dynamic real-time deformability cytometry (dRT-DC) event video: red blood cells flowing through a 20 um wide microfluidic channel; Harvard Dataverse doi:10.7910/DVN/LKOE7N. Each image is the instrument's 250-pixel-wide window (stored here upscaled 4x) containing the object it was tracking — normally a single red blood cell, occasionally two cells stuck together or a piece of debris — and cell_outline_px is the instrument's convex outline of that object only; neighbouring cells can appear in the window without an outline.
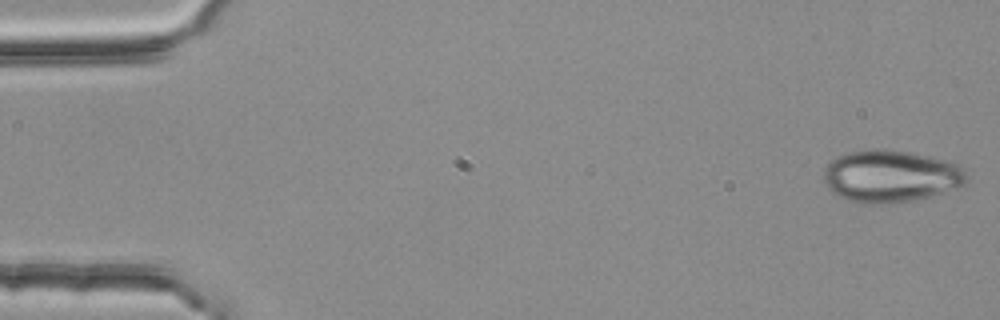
{"species": "common noctule bat (a hibernating species)", "species_latin": "Nyctalus noctula", "temperature_condition": "room temperature", "stored_images_in_passage": 7, "camera_frame_rate_fps": 3000, "um_per_image_px": 0.085, "animal": {"sex": "female", "body_mass_g": 25.1}, "frame": {"image": 1, "passage_image": 1, "time_ms": 0.0, "image_size_px": [1000, 320], "cell_outline_px": [[968, 180], [964, 184], [932, 196], [912, 200], [888, 204], [864, 204], [848, 200], [832, 192], [828, 188], [824, 180], [824, 168], [836, 156], [848, 152], [872, 148], [908, 152], [944, 160], [956, 164], [968, 176]], "centroid_in_image_um": [75.66, 14.98], "position_along_channel_um": 9.3, "area_um2": 43.23}}
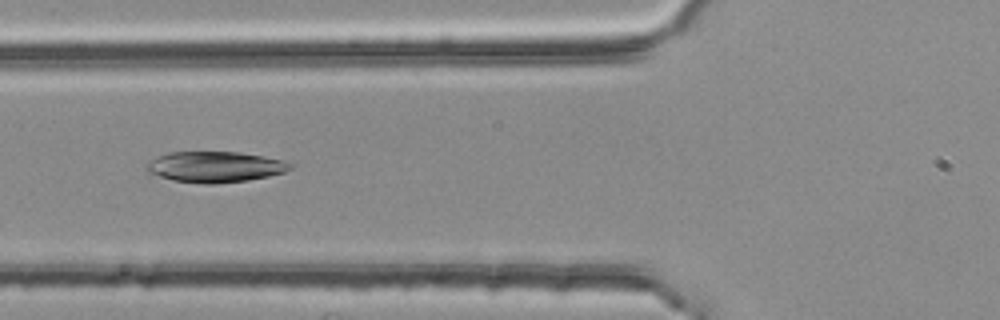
{"frame": {"image": 2, "passage_image": 6, "time_ms": 1.667, "image_size_px": [1000, 320], "cell_outline_px": [[292, 168], [284, 172], [268, 176], [248, 180], [212, 184], [204, 184], [172, 180], [148, 172], [144, 168], [144, 164], [156, 156], [168, 152], [240, 152], [280, 160], [292, 164]], "centroid_in_image_um": [18.2, 14.18], "position_along_channel_um": 107.6, "area_um2": 25.72}}
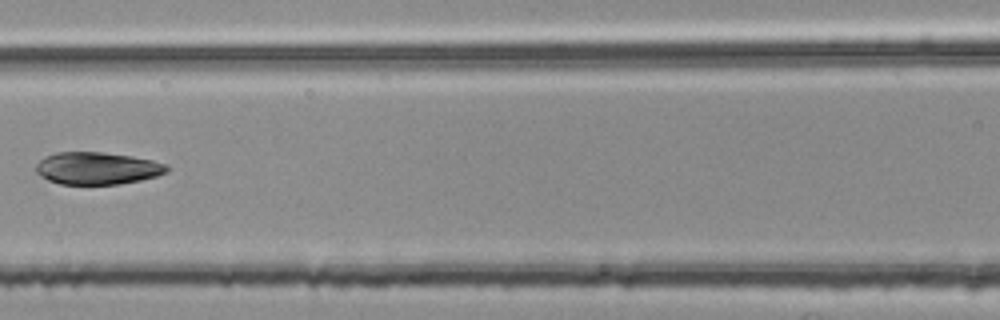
{"frame": {"image": 3, "passage_image": 7, "time_ms": 2.0, "image_size_px": [1000, 320], "cell_outline_px": [[168, 172], [156, 176], [140, 180], [120, 184], [60, 184], [48, 180], [40, 176], [36, 172], [36, 164], [40, 160], [56, 152], [104, 152], [132, 156], [152, 160], [164, 164], [168, 168]], "centroid_in_image_um": [8.25, 14.3], "position_along_channel_um": 158.3, "area_um2": 24.57}}